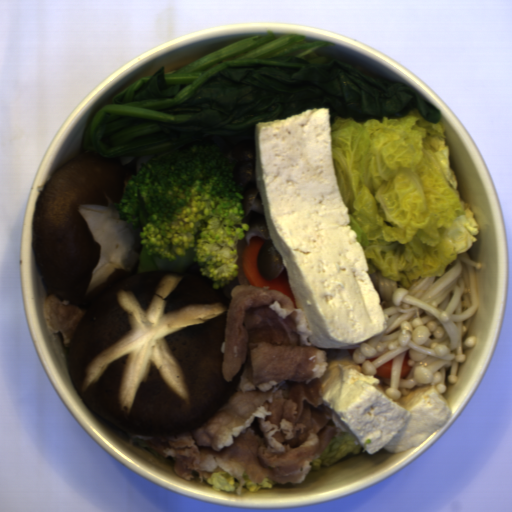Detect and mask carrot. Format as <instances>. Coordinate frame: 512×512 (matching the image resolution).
<instances>
[{
    "mask_svg": "<svg viewBox=\"0 0 512 512\" xmlns=\"http://www.w3.org/2000/svg\"><path fill=\"white\" fill-rule=\"evenodd\" d=\"M265 243L263 237H253L249 244L245 245L241 254V264L243 272L250 286L263 287L268 286L269 291L275 290L285 294L292 301L295 308H298L294 299L291 285L289 283L288 272L286 267L273 280L265 279L258 268V257L261 246Z\"/></svg>",
    "mask_w": 512,
    "mask_h": 512,
    "instance_id": "carrot-1",
    "label": "carrot"
},
{
    "mask_svg": "<svg viewBox=\"0 0 512 512\" xmlns=\"http://www.w3.org/2000/svg\"><path fill=\"white\" fill-rule=\"evenodd\" d=\"M393 360H394V358L389 360L388 362L380 365L377 368L376 376L386 378V379L391 378V369H392Z\"/></svg>",
    "mask_w": 512,
    "mask_h": 512,
    "instance_id": "carrot-2",
    "label": "carrot"
},
{
    "mask_svg": "<svg viewBox=\"0 0 512 512\" xmlns=\"http://www.w3.org/2000/svg\"><path fill=\"white\" fill-rule=\"evenodd\" d=\"M410 358L409 356V353L407 351L406 355H405V358H404V362H403V366H402V370H401V374H400V377L402 379H405L406 376L408 375L410 369H411V366H409L408 364V359Z\"/></svg>",
    "mask_w": 512,
    "mask_h": 512,
    "instance_id": "carrot-3",
    "label": "carrot"
}]
</instances>
